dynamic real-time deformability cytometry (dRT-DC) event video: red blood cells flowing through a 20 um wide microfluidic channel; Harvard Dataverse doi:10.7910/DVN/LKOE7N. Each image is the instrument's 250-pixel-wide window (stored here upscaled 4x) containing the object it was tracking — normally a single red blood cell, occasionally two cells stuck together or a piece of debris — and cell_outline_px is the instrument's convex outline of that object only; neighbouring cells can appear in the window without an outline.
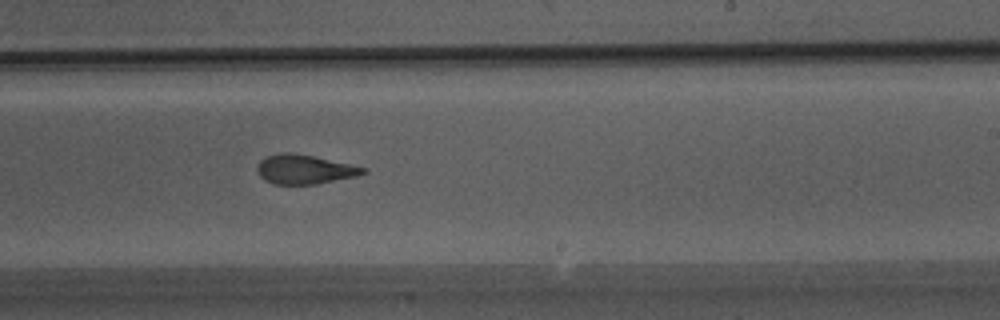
{"species": "Egyptian fruit bat (a non-hibernating species)", "species_latin": "Rousettus aegyptiacus", "temperature_condition": "warm", "stored_images_in_passage": 38, "camera_frame_rate_fps": 3000, "um_per_image_px": 0.085, "animal": {"sex": "male"}, "frame": {"image": 1, "passage_image": 27, "time_ms": 8.667, "image_size_px": [1000, 320], "cell_outline_px": [[368, 172], [356, 176], [316, 184], [272, 184], [264, 180], [256, 172], [256, 168], [260, 160], [268, 156], [280, 152], [292, 152], [312, 156], [368, 168]], "centroid_in_image_um": [25.86, 14.4], "position_along_channel_um": 263.1, "area_um2": 18.09}}